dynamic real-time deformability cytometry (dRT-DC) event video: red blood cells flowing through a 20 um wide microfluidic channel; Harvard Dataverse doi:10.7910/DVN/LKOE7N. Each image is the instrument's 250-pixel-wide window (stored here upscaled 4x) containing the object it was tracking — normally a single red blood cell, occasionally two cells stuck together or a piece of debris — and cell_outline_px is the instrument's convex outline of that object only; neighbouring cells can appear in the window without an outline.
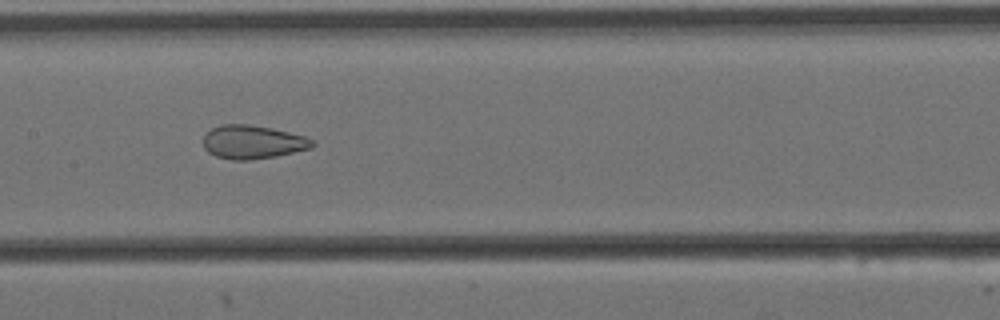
{"species": "Egyptian fruit bat (a non-hibernating species)", "species_latin": "Rousettus aegyptiacus", "temperature_condition": "cold", "stored_images_in_passage": 9, "camera_frame_rate_fps": 3000, "um_per_image_px": 0.085, "animal": {"sex": "female"}, "frame": {"image": 1, "passage_image": 8, "time_ms": 2.333, "image_size_px": [1000, 320], "cell_outline_px": [[316, 144], [312, 148], [276, 156], [248, 160], [232, 160], [216, 156], [208, 152], [204, 148], [204, 136], [212, 128], [220, 124], [248, 124], [272, 128], [304, 136], [316, 140]], "centroid_in_image_um": [21.5, 12.07], "position_along_channel_um": 185.9, "area_um2": 21.39}}
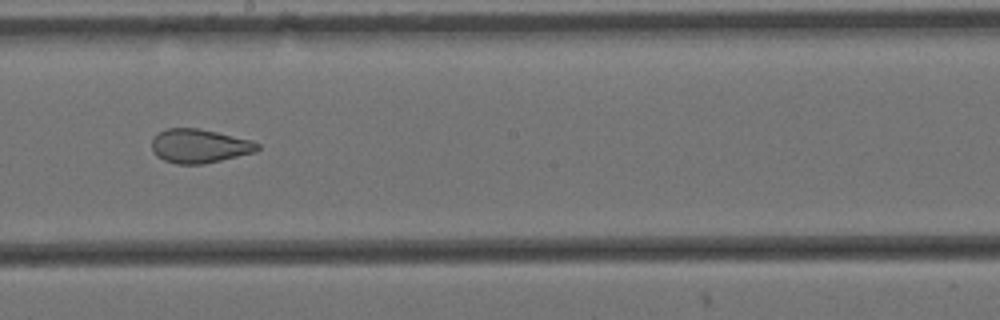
{"frame": {"image": 2, "passage_image": 9, "time_ms": 2.667, "image_size_px": [1000, 320], "cell_outline_px": [[260, 148], [256, 152], [204, 164], [176, 164], [164, 160], [156, 156], [152, 152], [152, 140], [160, 132], [168, 128], [200, 128], [252, 140], [260, 144]], "centroid_in_image_um": [16.97, 12.41], "position_along_channel_um": 231.2, "area_um2": 20.98}}